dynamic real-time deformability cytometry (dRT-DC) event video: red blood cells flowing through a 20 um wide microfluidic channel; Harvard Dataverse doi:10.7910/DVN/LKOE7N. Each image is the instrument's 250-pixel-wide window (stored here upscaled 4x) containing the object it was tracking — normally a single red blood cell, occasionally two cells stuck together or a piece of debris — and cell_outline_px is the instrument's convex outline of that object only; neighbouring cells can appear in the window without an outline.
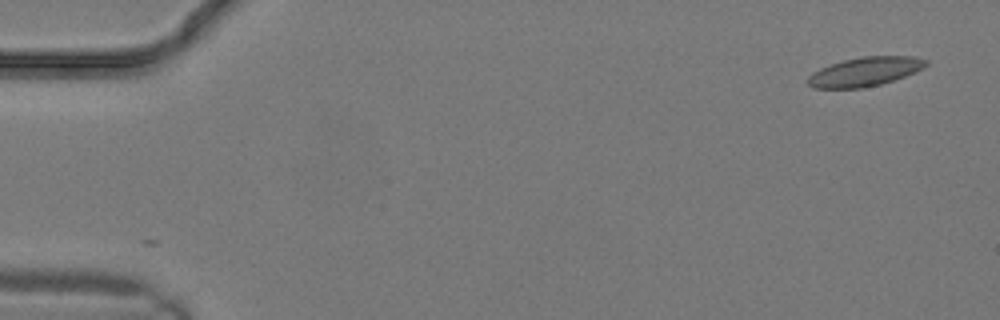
{"species": "common noctule bat (a hibernating species)", "species_latin": "Nyctalus noctula", "temperature_condition": "warm", "stored_images_in_passage": 13, "camera_frame_rate_fps": 3000, "um_per_image_px": 0.085, "animal": {"sex": "male", "body_mass_g": 19.2, "forearm_length_mm": 51.8}, "frame": {"image": 1, "passage_image": 1, "time_ms": 0.0, "image_size_px": [1000, 320], "cell_outline_px": [[928, 64], [924, 68], [916, 72], [880, 84], [864, 88], [812, 88], [808, 84], [808, 76], [812, 72], [820, 68], [844, 60], [864, 56], [916, 56], [928, 60]], "centroid_in_image_um": [73.54, 6.09], "position_along_channel_um": 11.5, "area_um2": 20.0}}
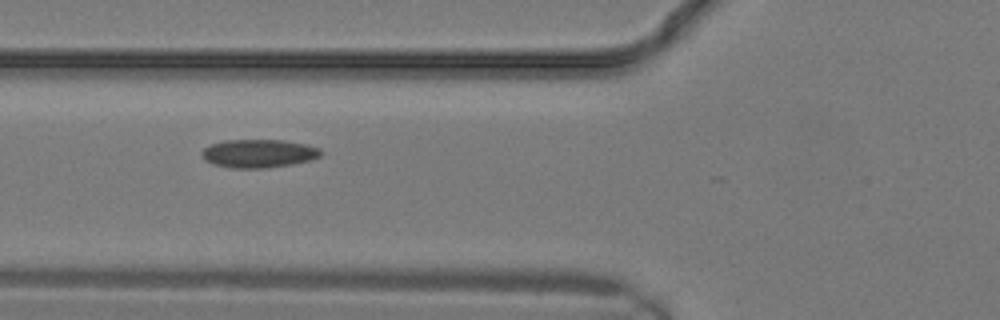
{"frame": {"image": 2, "passage_image": 10, "time_ms": 3.0, "image_size_px": [1000, 320], "cell_outline_px": [[324, 152], [320, 156], [312, 160], [292, 164], [268, 168], [232, 168], [212, 164], [204, 160], [200, 152], [204, 148], [212, 144], [224, 140], [284, 140], [308, 144], [320, 148]], "centroid_in_image_um": [22.01, 13.04], "position_along_channel_um": 103.8, "area_um2": 19.94}}
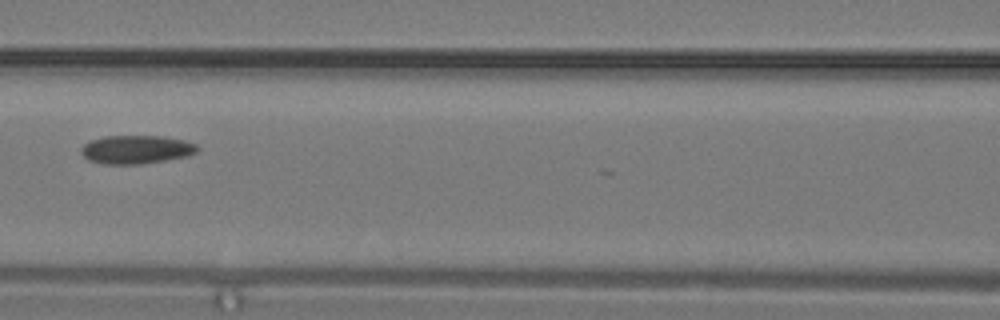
{"frame": {"image": 3, "passage_image": 12, "time_ms": 3.667, "image_size_px": [1000, 320], "cell_outline_px": [[200, 148], [196, 152], [188, 156], [140, 164], [104, 164], [88, 160], [80, 152], [80, 148], [84, 144], [92, 140], [104, 136], [160, 136], [184, 140], [196, 144]], "centroid_in_image_um": [11.57, 12.71], "position_along_channel_um": 155.0, "area_um2": 19.25}}